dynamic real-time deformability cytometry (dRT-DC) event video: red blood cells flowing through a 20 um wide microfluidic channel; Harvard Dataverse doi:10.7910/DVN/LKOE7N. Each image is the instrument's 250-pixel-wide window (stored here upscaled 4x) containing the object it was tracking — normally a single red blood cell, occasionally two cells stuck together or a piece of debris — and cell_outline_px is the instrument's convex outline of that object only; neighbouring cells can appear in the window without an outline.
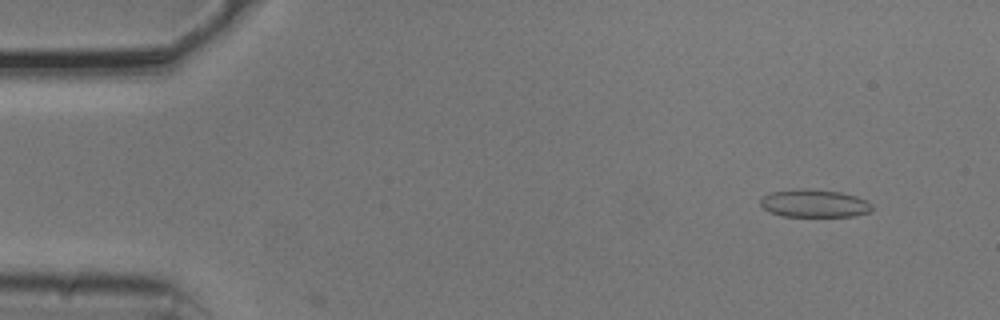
{"species": "common noctule bat (a hibernating species)", "species_latin": "Nyctalus noctula", "temperature_condition": "cold", "stored_images_in_passage": 6, "camera_frame_rate_fps": 3000, "um_per_image_px": 0.085, "animal": {"sex": "male", "body_mass_g": 20.5, "forearm_length_mm": 52.5}, "frame": {"image": 1, "passage_image": 5, "time_ms": 1.333, "image_size_px": [1000, 320], "cell_outline_px": [[872, 212], [852, 216], [780, 216], [768, 212], [760, 204], [760, 200], [764, 196], [772, 192], [800, 188], [804, 188], [840, 192], [856, 196], [868, 200], [872, 204]], "centroid_in_image_um": [69.23, 17.29], "position_along_channel_um": 15.8, "area_um2": 18.21}}